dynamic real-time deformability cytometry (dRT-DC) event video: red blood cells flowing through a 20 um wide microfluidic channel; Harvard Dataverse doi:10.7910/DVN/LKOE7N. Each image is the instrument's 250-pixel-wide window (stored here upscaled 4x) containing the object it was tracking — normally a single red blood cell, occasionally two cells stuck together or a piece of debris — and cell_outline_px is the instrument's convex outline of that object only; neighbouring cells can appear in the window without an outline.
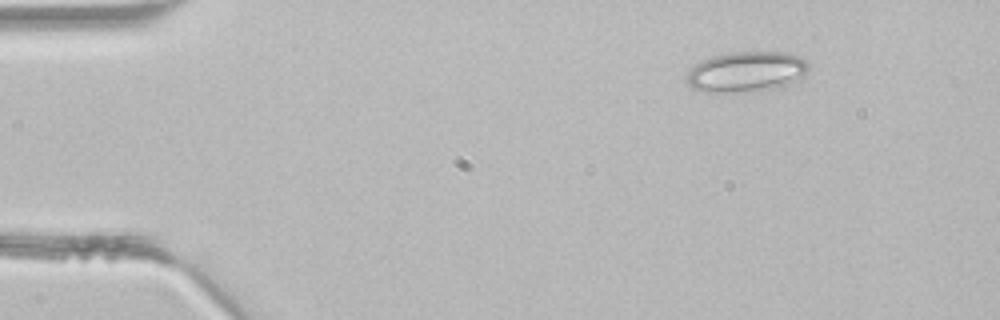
{"species": "common noctule bat (a hibernating species)", "species_latin": "Nyctalus noctula", "temperature_condition": "room temperature", "stored_images_in_passage": 3, "segment_of_instrument_passage": [1, 2], "camera_frame_rate_fps": 3000, "um_per_image_px": 0.085, "animal": {"sex": "male", "body_mass_g": 21.5, "forearm_length_mm": 52.0}, "frame": {"image": 1, "passage_image": 1, "time_ms": 0.0, "image_size_px": [1000, 320], "cell_outline_px": [[808, 68], [800, 80], [780, 88], [728, 92], [708, 92], [692, 88], [688, 84], [688, 72], [696, 64], [712, 56], [728, 52], [788, 52], [804, 60], [808, 64]], "centroid_in_image_um": [63.47, 6.09], "position_along_channel_um": 21.5, "area_um2": 28.5}}